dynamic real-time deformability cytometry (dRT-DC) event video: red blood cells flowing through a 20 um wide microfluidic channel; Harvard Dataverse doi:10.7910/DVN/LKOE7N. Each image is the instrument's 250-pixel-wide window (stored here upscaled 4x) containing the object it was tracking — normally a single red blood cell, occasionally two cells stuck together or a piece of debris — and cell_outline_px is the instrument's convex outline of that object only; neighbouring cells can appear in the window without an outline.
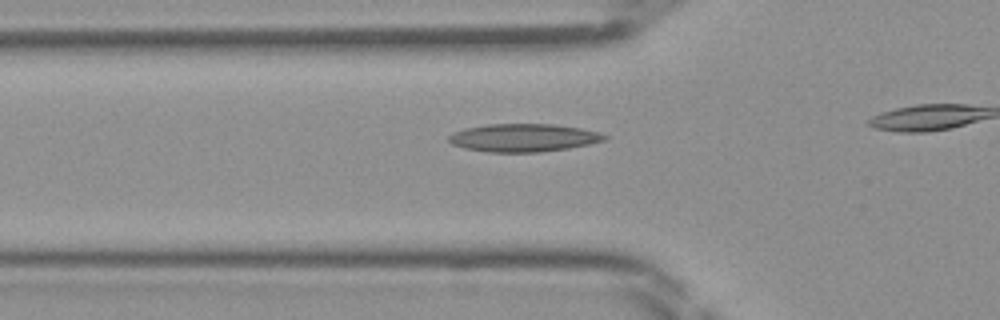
{"species": "Egyptian fruit bat (a non-hibernating species)", "species_latin": "Rousettus aegyptiacus", "temperature_condition": "room temperature", "stored_images_in_passage": 13, "camera_frame_rate_fps": 3000, "um_per_image_px": 0.085, "frame": {"image": 1, "passage_image": 8, "time_ms": 2.333, "image_size_px": [1000, 320], "cell_outline_px": [[608, 136], [604, 140], [588, 144], [568, 148], [540, 152], [488, 152], [464, 148], [452, 144], [448, 140], [448, 136], [464, 128], [488, 124], [552, 124], [580, 128], [600, 132]], "centroid_in_image_um": [44.48, 11.71], "position_along_channel_um": 81.3, "area_um2": 25.26}}
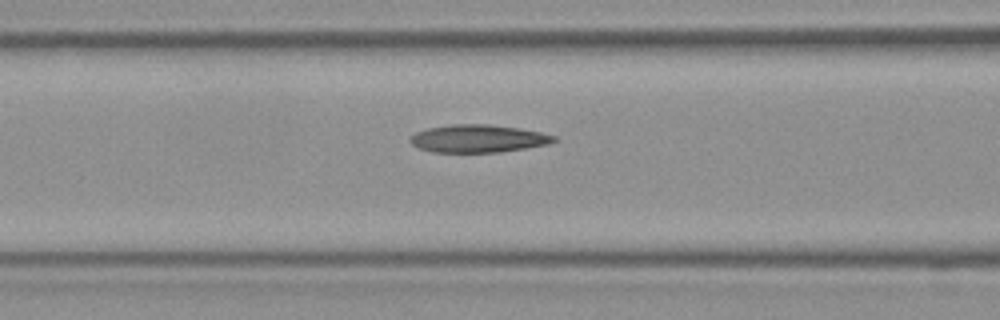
{"frame": {"image": 2, "passage_image": 11, "time_ms": 3.333, "image_size_px": [1000, 320], "cell_outline_px": [[556, 140], [548, 144], [500, 152], [432, 152], [420, 148], [412, 144], [408, 140], [416, 132], [428, 128], [448, 124], [488, 124], [520, 128], [540, 132], [556, 136]], "centroid_in_image_um": [40.63, 11.77], "position_along_channel_um": 126.0, "area_um2": 23.18}}